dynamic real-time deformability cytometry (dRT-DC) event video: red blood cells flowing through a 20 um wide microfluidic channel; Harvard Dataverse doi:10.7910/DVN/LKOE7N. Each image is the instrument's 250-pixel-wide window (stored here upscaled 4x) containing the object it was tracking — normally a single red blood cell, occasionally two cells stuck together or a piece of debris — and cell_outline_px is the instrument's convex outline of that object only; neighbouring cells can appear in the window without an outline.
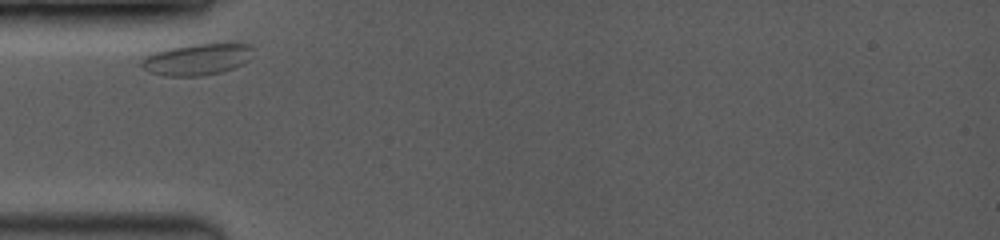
{"species": "common noctule bat (a hibernating species)", "species_latin": "Nyctalus noctula", "temperature_condition": "room temperature", "stored_images_in_passage": 33, "camera_frame_rate_fps": 3500, "um_per_image_px": 0.085, "animal": {"sex": "female", "body_mass_g": 19.0, "forearm_length_mm": 53.3}, "frame": {"image": 1, "passage_image": 1, "time_ms": 0.0, "image_size_px": [1000, 240], "cell_outline_px": [[252, 48], [248, 60], [232, 68], [220, 72], [200, 76], [164, 76], [148, 72], [140, 68], [140, 60], [144, 56], [168, 48], [196, 44], [248, 44]], "centroid_in_image_um": [16.64, 5.06], "position_along_channel_um": 68.4, "area_um2": 20.23}}
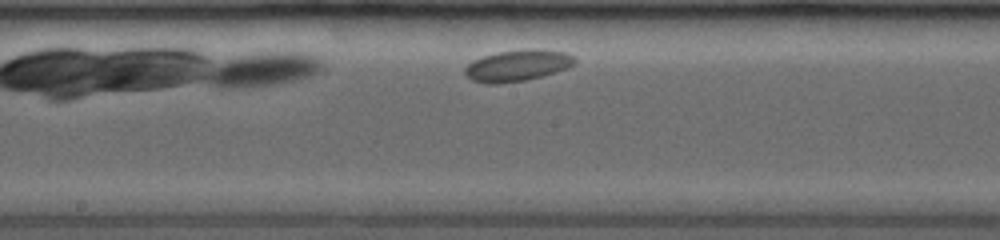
{"frame": {"image": 2, "passage_image": 23, "time_ms": 4.0, "image_size_px": [1000, 240], "cell_outline_px": [[576, 64], [568, 68], [540, 76], [524, 80], [500, 84], [488, 84], [472, 80], [464, 72], [464, 68], [472, 60], [496, 52], [524, 48], [536, 48], [564, 52], [576, 56]], "centroid_in_image_um": [44.0, 5.55], "position_along_channel_um": 204.2, "area_um2": 20.29}}
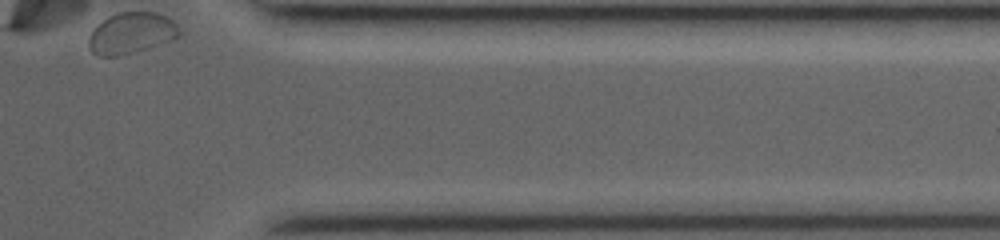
{"frame": {"image": 3, "passage_image": 33, "time_ms": 9.714, "image_size_px": [1000, 240], "cell_outline_px": [[180, 36], [176, 40], [136, 52], [116, 56], [100, 56], [92, 52], [88, 44], [88, 40], [92, 32], [108, 16], [120, 12], [156, 12], [172, 20], [176, 24], [180, 32]], "centroid_in_image_um": [11.21, 2.83], "position_along_channel_um": 400.2, "area_um2": 21.73}}